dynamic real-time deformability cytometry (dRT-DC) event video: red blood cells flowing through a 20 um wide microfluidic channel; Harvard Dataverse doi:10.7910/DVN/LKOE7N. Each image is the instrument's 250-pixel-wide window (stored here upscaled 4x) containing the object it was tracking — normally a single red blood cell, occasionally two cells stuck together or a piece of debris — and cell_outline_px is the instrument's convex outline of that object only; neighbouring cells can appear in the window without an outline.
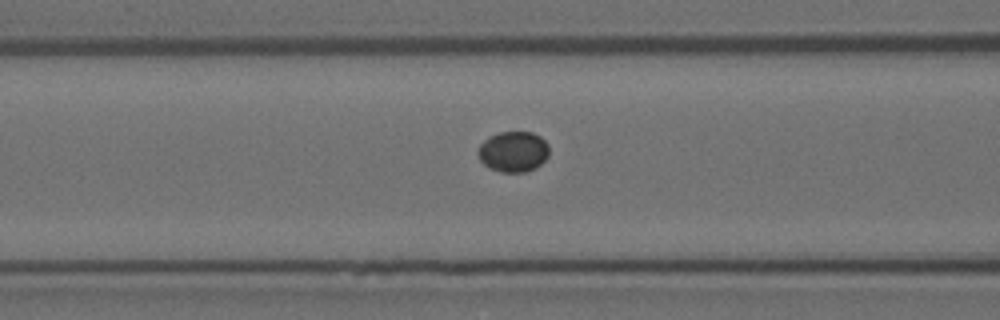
{"species": "Egyptian fruit bat (a non-hibernating species)", "species_latin": "Rousettus aegyptiacus", "temperature_condition": "room temperature", "stored_images_in_passage": 4, "camera_frame_rate_fps": 3000, "um_per_image_px": 0.085, "animal": {"sex": "female"}, "frame": {"image": 1, "passage_image": 4, "time_ms": 1.0, "image_size_px": [1000, 320], "cell_outline_px": [[548, 156], [536, 168], [524, 172], [500, 172], [488, 168], [480, 160], [476, 152], [480, 144], [488, 136], [500, 132], [532, 132], [540, 136], [548, 144]], "centroid_in_image_um": [43.6, 12.89], "position_along_channel_um": 123.0, "area_um2": 16.99}}